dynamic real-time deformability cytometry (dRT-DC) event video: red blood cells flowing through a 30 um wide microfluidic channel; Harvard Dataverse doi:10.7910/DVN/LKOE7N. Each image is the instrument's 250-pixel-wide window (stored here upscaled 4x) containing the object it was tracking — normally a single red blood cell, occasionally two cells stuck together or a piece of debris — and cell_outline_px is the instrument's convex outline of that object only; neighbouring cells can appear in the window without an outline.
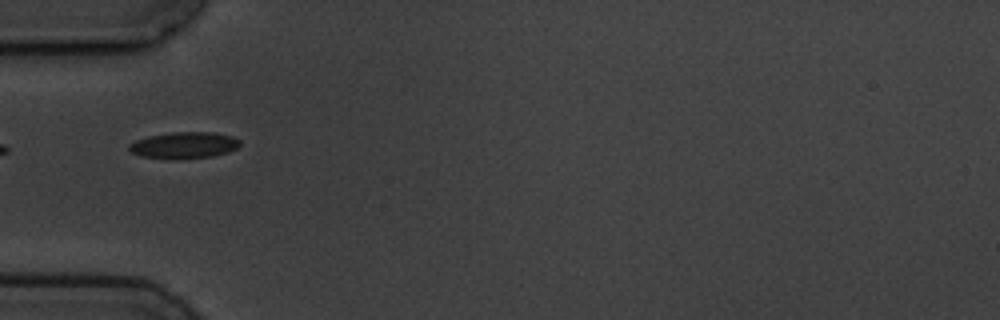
{"species": "common noctule bat (a hibernating species)", "species_latin": "Nyctalus noctula", "temperature_condition": "cold", "stored_images_in_passage": 2, "camera_frame_rate_fps": 3000, "um_per_image_px": 0.085, "animal": {"sex": "male", "body_mass_g": 19.5, "forearm_length_mm": 54.6}, "frame": {"image": 1, "passage_image": 2, "time_ms": 1.333, "image_size_px": [1000, 320], "cell_outline_px": [[240, 144], [236, 148], [228, 152], [212, 156], [140, 156], [132, 152], [128, 148], [128, 144], [136, 140], [148, 136], [172, 132], [212, 132], [232, 136], [240, 140]], "centroid_in_image_um": [15.67, 12.28], "position_along_channel_um": 69.3, "area_um2": 16.18}}